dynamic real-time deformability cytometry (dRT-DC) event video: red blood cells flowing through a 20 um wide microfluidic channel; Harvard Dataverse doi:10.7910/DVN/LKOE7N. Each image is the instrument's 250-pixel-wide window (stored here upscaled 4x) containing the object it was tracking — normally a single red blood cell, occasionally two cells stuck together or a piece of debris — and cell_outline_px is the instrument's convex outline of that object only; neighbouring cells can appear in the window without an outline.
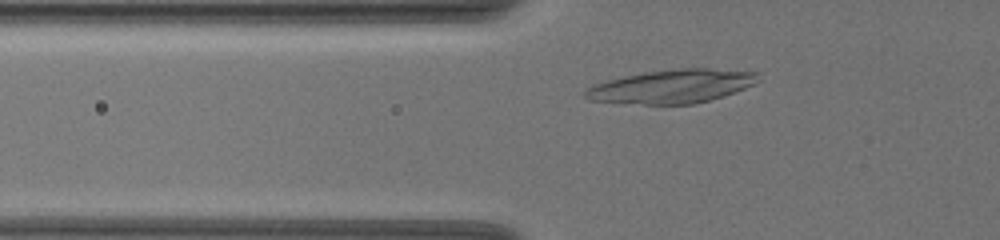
{"species": "common noctule bat (a hibernating species)", "species_latin": "Nyctalus noctula", "temperature_condition": "warm", "stored_images_in_passage": 46, "camera_frame_rate_fps": 3000, "um_per_image_px": 0.085, "animal": {"sex": "female", "body_mass_g": 19.5, "forearm_length_mm": 54.1}, "frame": {"image": 1, "passage_image": 10, "time_ms": 3.0, "image_size_px": [1000, 240], "cell_outline_px": [[760, 80], [744, 88], [724, 96], [692, 104], [644, 104], [588, 100], [584, 96], [584, 92], [592, 84], [624, 76], [644, 72], [684, 68], [708, 68], [760, 72]], "centroid_in_image_um": [57.13, 7.33], "position_along_channel_um": 68.7, "area_um2": 33.7}}
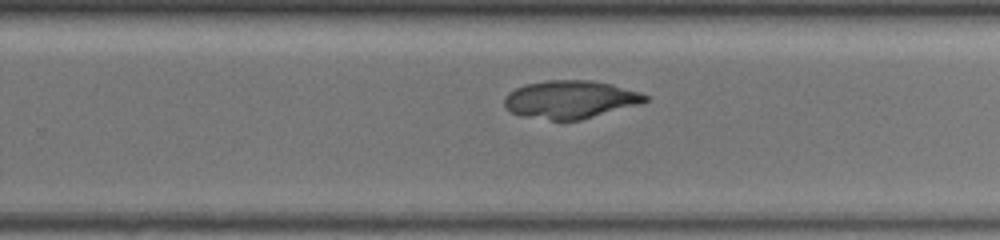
{"frame": {"image": 2, "passage_image": 28, "time_ms": 9.0, "image_size_px": [1000, 240], "cell_outline_px": [[648, 100], [640, 104], [580, 120], [552, 120], [520, 116], [508, 112], [504, 108], [504, 96], [508, 92], [524, 84], [548, 80], [588, 80], [612, 84], [640, 92], [648, 96]], "centroid_in_image_um": [48.42, 8.46], "position_along_channel_um": 281.4, "area_um2": 31.39}}
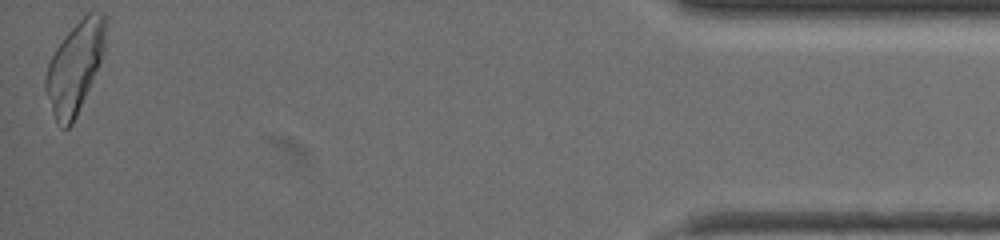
{"frame": {"image": 3, "passage_image": 46, "time_ms": 15.0, "image_size_px": [1000, 240], "cell_outline_px": [[108, 16], [104, 48], [100, 60], [76, 116], [72, 124], [68, 128], [64, 128], [56, 124], [44, 88], [44, 76], [48, 64], [56, 48], [68, 32], [88, 12], [104, 12]], "centroid_in_image_um": [6.35, 5.69], "position_along_channel_um": 428.8, "area_um2": 31.33}}